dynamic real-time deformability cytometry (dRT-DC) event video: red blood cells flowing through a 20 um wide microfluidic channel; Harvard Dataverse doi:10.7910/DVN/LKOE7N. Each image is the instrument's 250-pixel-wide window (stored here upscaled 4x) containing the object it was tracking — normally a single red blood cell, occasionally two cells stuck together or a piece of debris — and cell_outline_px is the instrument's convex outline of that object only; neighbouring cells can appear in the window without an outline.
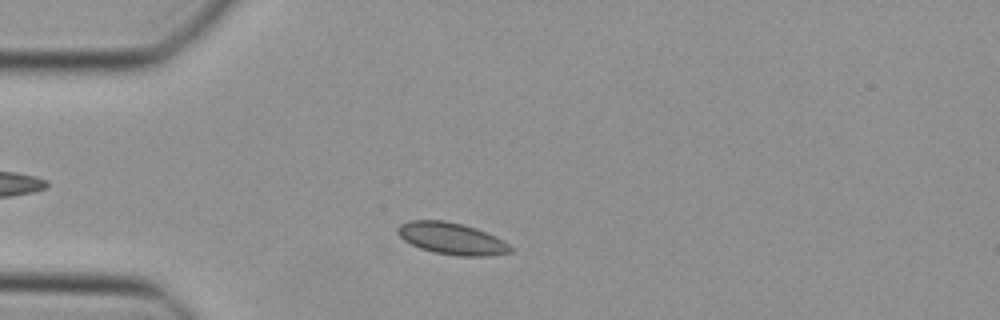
{"species": "Egyptian fruit bat (a non-hibernating species)", "species_latin": "Rousettus aegyptiacus", "temperature_condition": "cold", "stored_images_in_passage": 17, "camera_frame_rate_fps": 3000, "um_per_image_px": 0.085, "animal": {"sex": "female"}, "frame": {"image": 1, "passage_image": 6, "time_ms": 1.667, "image_size_px": [1000, 320], "cell_outline_px": [[512, 252], [488, 256], [460, 256], [436, 252], [420, 248], [404, 240], [396, 232], [396, 228], [400, 224], [408, 220], [444, 220], [464, 224], [476, 228], [508, 244], [512, 248]], "centroid_in_image_um": [38.35, 20.26], "position_along_channel_um": 46.7, "area_um2": 20.69}}
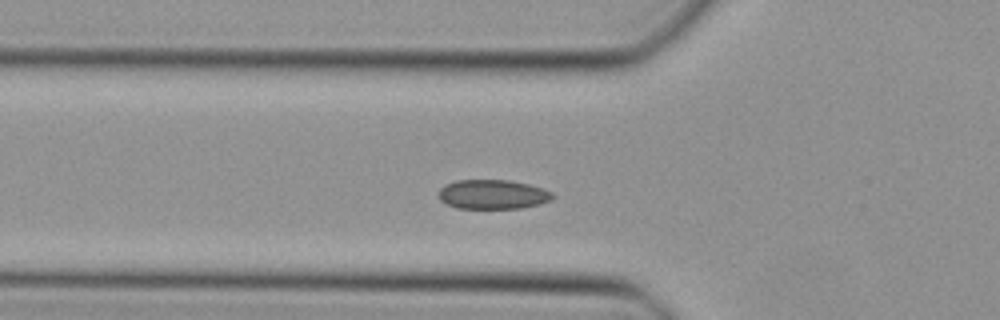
{"frame": {"image": 2, "passage_image": 10, "time_ms": 3.0, "image_size_px": [1000, 320], "cell_outline_px": [[556, 196], [552, 200], [540, 204], [520, 208], [456, 208], [440, 200], [440, 188], [444, 184], [456, 180], [508, 180], [528, 184], [552, 192]], "centroid_in_image_um": [41.9, 16.52], "position_along_channel_um": 83.9, "area_um2": 19.48}}
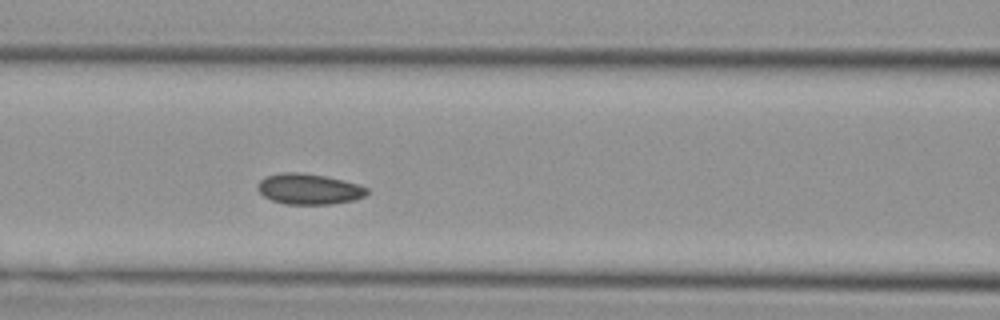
{"frame": {"image": 3, "passage_image": 14, "time_ms": 4.333, "image_size_px": [1000, 320], "cell_outline_px": [[368, 192], [364, 196], [352, 200], [332, 204], [284, 204], [272, 200], [264, 196], [256, 188], [256, 184], [264, 176], [280, 172], [300, 172], [324, 176], [344, 180], [368, 188]], "centroid_in_image_um": [26.2, 16.06], "position_along_channel_um": 140.4, "area_um2": 19.59}}